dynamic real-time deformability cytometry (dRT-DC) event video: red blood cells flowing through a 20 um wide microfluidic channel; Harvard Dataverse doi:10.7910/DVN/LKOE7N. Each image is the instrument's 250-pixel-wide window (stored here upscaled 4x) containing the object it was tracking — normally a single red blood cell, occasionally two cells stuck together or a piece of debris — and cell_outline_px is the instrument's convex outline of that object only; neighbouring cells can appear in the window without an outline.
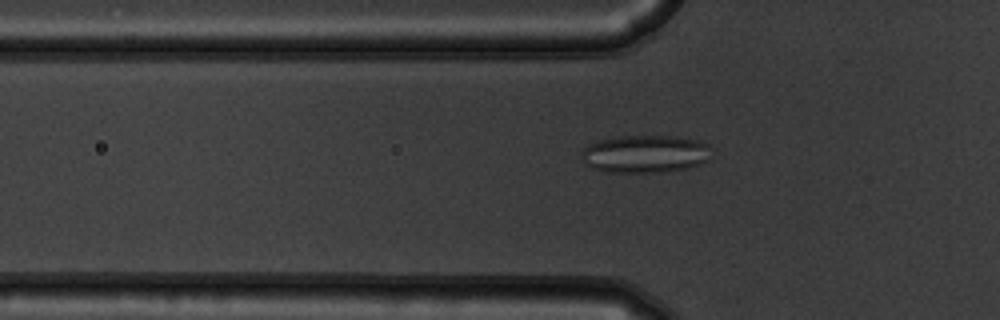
{"species": "common noctule bat (a hibernating species)", "species_latin": "Nyctalus noctula", "temperature_condition": "warm", "stored_images_in_passage": 55, "camera_frame_rate_fps": 3000, "um_per_image_px": 0.085, "animal": {"sex": "male", "body_mass_g": 19.5, "forearm_length_mm": 54.6}, "frame": {"image": 1, "passage_image": 19, "time_ms": 6.0, "image_size_px": [1000, 320], "cell_outline_px": [[712, 148], [708, 160], [700, 164], [688, 168], [668, 172], [604, 172], [592, 168], [584, 164], [580, 156], [580, 152], [588, 144], [600, 140], [624, 136], [676, 136], [700, 140], [708, 144]], "centroid_in_image_um": [54.84, 13.09], "position_along_channel_um": 71.0, "area_um2": 29.02}}
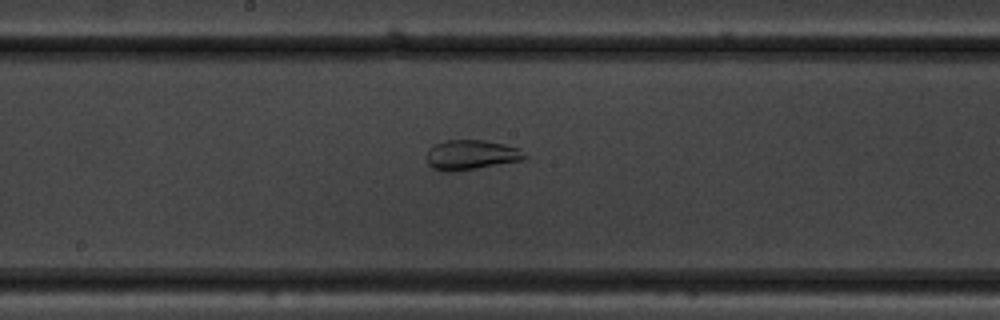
{"frame": {"image": 2, "passage_image": 30, "time_ms": 9.667, "image_size_px": [1000, 320], "cell_outline_px": [[528, 156], [524, 160], [476, 168], [448, 172], [440, 172], [432, 168], [428, 164], [428, 148], [436, 144], [448, 140], [484, 140], [504, 144], [520, 148]], "centroid_in_image_um": [40.07, 13.17], "position_along_channel_um": 208.1, "area_um2": 17.05}}
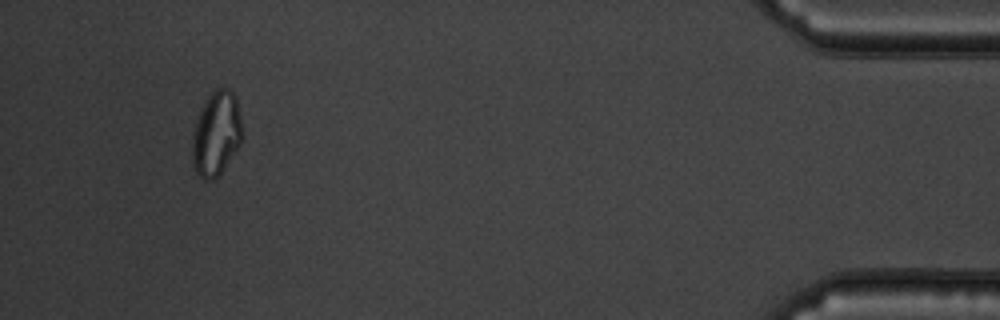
{"frame": {"image": 3, "passage_image": 52, "time_ms": 17.0, "image_size_px": [1000, 320], "cell_outline_px": [[244, 136], [240, 144], [220, 172], [212, 180], [204, 180], [196, 172], [192, 164], [192, 136], [196, 120], [200, 108], [208, 96], [216, 88], [228, 88], [236, 96]], "centroid_in_image_um": [18.38, 11.33], "position_along_channel_um": 416.8, "area_um2": 24.62}, "authors_computed_cell_mechanics": {"area_um2": 23.8714, "velocity_mm_per_s": 3.7401, "shape_relaxation_time_tau1_ms": null, "shape_relaxation_time_tau2_ms": 1.2898, "deformation_change_tau1": null, "deformation_change_tau2": 0.078}}